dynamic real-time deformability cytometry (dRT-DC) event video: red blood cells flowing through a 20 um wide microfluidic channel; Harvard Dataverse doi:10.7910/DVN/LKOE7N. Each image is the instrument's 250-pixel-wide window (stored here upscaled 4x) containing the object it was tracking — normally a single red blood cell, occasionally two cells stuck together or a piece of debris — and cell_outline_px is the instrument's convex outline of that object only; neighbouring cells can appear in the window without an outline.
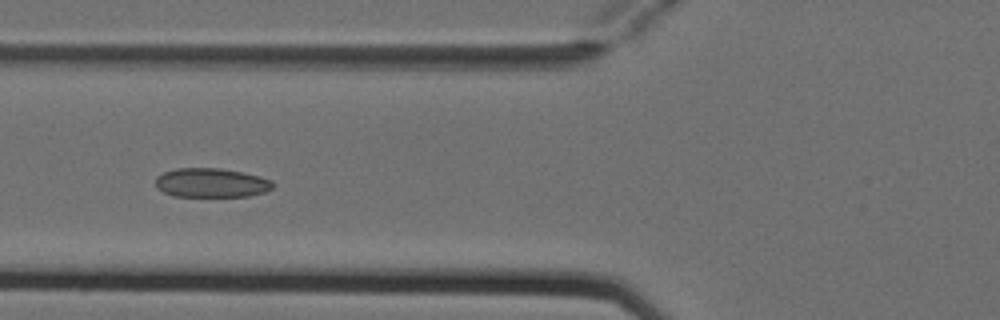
{"species": "Egyptian fruit bat (a non-hibernating species)", "species_latin": "Rousettus aegyptiacus", "temperature_condition": "cold", "stored_images_in_passage": 6, "camera_frame_rate_fps": 3000, "um_per_image_px": 0.085, "animal": {"sex": "female"}, "frame": {"image": 1, "passage_image": 5, "time_ms": 1.333, "image_size_px": [1000, 320], "cell_outline_px": [[276, 184], [272, 188], [264, 192], [248, 196], [172, 196], [156, 188], [156, 176], [164, 172], [176, 168], [220, 168], [244, 172], [260, 176], [272, 180]], "centroid_in_image_um": [17.97, 15.53], "position_along_channel_um": 107.8, "area_um2": 20.11}}
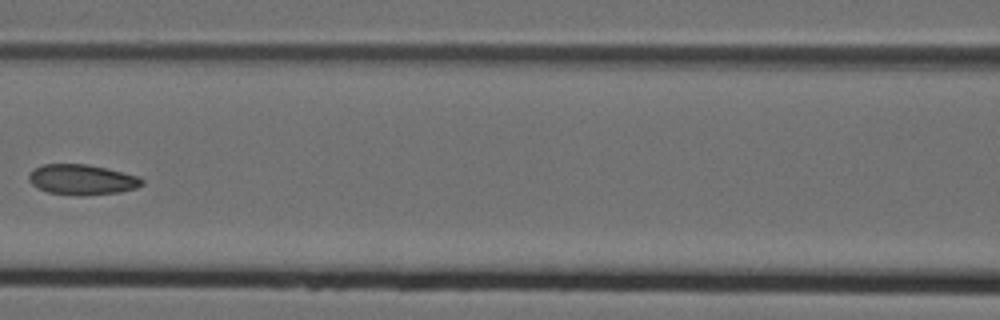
{"frame": {"image": 2, "passage_image": 6, "time_ms": 1.667, "image_size_px": [1000, 320], "cell_outline_px": [[144, 184], [136, 188], [120, 192], [84, 196], [80, 196], [48, 192], [36, 188], [28, 180], [28, 172], [44, 164], [88, 164], [140, 176], [144, 180]], "centroid_in_image_um": [6.97, 15.27], "position_along_channel_um": 159.6, "area_um2": 20.23}}